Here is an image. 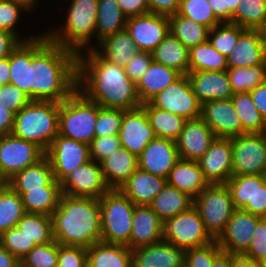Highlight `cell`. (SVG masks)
I'll use <instances>...</instances> for the list:
<instances>
[{
  "instance_id": "cell-1",
  "label": "cell",
  "mask_w": 266,
  "mask_h": 267,
  "mask_svg": "<svg viewBox=\"0 0 266 267\" xmlns=\"http://www.w3.org/2000/svg\"><path fill=\"white\" fill-rule=\"evenodd\" d=\"M31 101L61 103L77 89V54L45 33L31 40Z\"/></svg>"
},
{
  "instance_id": "cell-2",
  "label": "cell",
  "mask_w": 266,
  "mask_h": 267,
  "mask_svg": "<svg viewBox=\"0 0 266 267\" xmlns=\"http://www.w3.org/2000/svg\"><path fill=\"white\" fill-rule=\"evenodd\" d=\"M77 89L100 107L132 110L142 106L125 68L107 61L95 49L77 55Z\"/></svg>"
},
{
  "instance_id": "cell-3",
  "label": "cell",
  "mask_w": 266,
  "mask_h": 267,
  "mask_svg": "<svg viewBox=\"0 0 266 267\" xmlns=\"http://www.w3.org/2000/svg\"><path fill=\"white\" fill-rule=\"evenodd\" d=\"M51 217L58 244L88 248L101 241L99 199L62 194Z\"/></svg>"
},
{
  "instance_id": "cell-4",
  "label": "cell",
  "mask_w": 266,
  "mask_h": 267,
  "mask_svg": "<svg viewBox=\"0 0 266 267\" xmlns=\"http://www.w3.org/2000/svg\"><path fill=\"white\" fill-rule=\"evenodd\" d=\"M68 2L70 5H66V17L63 24L59 25L61 27L56 26L44 33L51 42L78 55L96 47L98 0H68Z\"/></svg>"
},
{
  "instance_id": "cell-5",
  "label": "cell",
  "mask_w": 266,
  "mask_h": 267,
  "mask_svg": "<svg viewBox=\"0 0 266 267\" xmlns=\"http://www.w3.org/2000/svg\"><path fill=\"white\" fill-rule=\"evenodd\" d=\"M59 103L30 101L15 114L11 134L47 151L58 135Z\"/></svg>"
},
{
  "instance_id": "cell-6",
  "label": "cell",
  "mask_w": 266,
  "mask_h": 267,
  "mask_svg": "<svg viewBox=\"0 0 266 267\" xmlns=\"http://www.w3.org/2000/svg\"><path fill=\"white\" fill-rule=\"evenodd\" d=\"M98 104L76 89L59 103L58 134L88 144L95 138Z\"/></svg>"
},
{
  "instance_id": "cell-7",
  "label": "cell",
  "mask_w": 266,
  "mask_h": 267,
  "mask_svg": "<svg viewBox=\"0 0 266 267\" xmlns=\"http://www.w3.org/2000/svg\"><path fill=\"white\" fill-rule=\"evenodd\" d=\"M101 242L126 245L130 249L135 204L119 189H110L99 198Z\"/></svg>"
},
{
  "instance_id": "cell-8",
  "label": "cell",
  "mask_w": 266,
  "mask_h": 267,
  "mask_svg": "<svg viewBox=\"0 0 266 267\" xmlns=\"http://www.w3.org/2000/svg\"><path fill=\"white\" fill-rule=\"evenodd\" d=\"M206 231L217 240L226 229L235 207L226 184H209L194 198Z\"/></svg>"
},
{
  "instance_id": "cell-9",
  "label": "cell",
  "mask_w": 266,
  "mask_h": 267,
  "mask_svg": "<svg viewBox=\"0 0 266 267\" xmlns=\"http://www.w3.org/2000/svg\"><path fill=\"white\" fill-rule=\"evenodd\" d=\"M163 241L186 250L212 243L198 210L192 206L163 222Z\"/></svg>"
},
{
  "instance_id": "cell-10",
  "label": "cell",
  "mask_w": 266,
  "mask_h": 267,
  "mask_svg": "<svg viewBox=\"0 0 266 267\" xmlns=\"http://www.w3.org/2000/svg\"><path fill=\"white\" fill-rule=\"evenodd\" d=\"M233 175L266 173V133H245L231 138Z\"/></svg>"
},
{
  "instance_id": "cell-11",
  "label": "cell",
  "mask_w": 266,
  "mask_h": 267,
  "mask_svg": "<svg viewBox=\"0 0 266 267\" xmlns=\"http://www.w3.org/2000/svg\"><path fill=\"white\" fill-rule=\"evenodd\" d=\"M149 103L153 107L182 116L186 120L201 117L202 104L194 94L187 75H181L153 97Z\"/></svg>"
},
{
  "instance_id": "cell-12",
  "label": "cell",
  "mask_w": 266,
  "mask_h": 267,
  "mask_svg": "<svg viewBox=\"0 0 266 267\" xmlns=\"http://www.w3.org/2000/svg\"><path fill=\"white\" fill-rule=\"evenodd\" d=\"M44 156L45 152L32 142L12 134L0 136V174L6 181Z\"/></svg>"
},
{
  "instance_id": "cell-13",
  "label": "cell",
  "mask_w": 266,
  "mask_h": 267,
  "mask_svg": "<svg viewBox=\"0 0 266 267\" xmlns=\"http://www.w3.org/2000/svg\"><path fill=\"white\" fill-rule=\"evenodd\" d=\"M54 178L60 183L71 171L90 161L89 145L57 135L45 152Z\"/></svg>"
},
{
  "instance_id": "cell-14",
  "label": "cell",
  "mask_w": 266,
  "mask_h": 267,
  "mask_svg": "<svg viewBox=\"0 0 266 267\" xmlns=\"http://www.w3.org/2000/svg\"><path fill=\"white\" fill-rule=\"evenodd\" d=\"M62 194L74 197H89L99 199L110 188L107 185L101 163L90 160L71 171L61 182Z\"/></svg>"
},
{
  "instance_id": "cell-15",
  "label": "cell",
  "mask_w": 266,
  "mask_h": 267,
  "mask_svg": "<svg viewBox=\"0 0 266 267\" xmlns=\"http://www.w3.org/2000/svg\"><path fill=\"white\" fill-rule=\"evenodd\" d=\"M139 51L153 52L169 33L166 15L146 13L127 18L125 29Z\"/></svg>"
},
{
  "instance_id": "cell-16",
  "label": "cell",
  "mask_w": 266,
  "mask_h": 267,
  "mask_svg": "<svg viewBox=\"0 0 266 267\" xmlns=\"http://www.w3.org/2000/svg\"><path fill=\"white\" fill-rule=\"evenodd\" d=\"M118 136L122 148L127 149L137 158L151 140L156 137L142 106L132 110H124Z\"/></svg>"
},
{
  "instance_id": "cell-17",
  "label": "cell",
  "mask_w": 266,
  "mask_h": 267,
  "mask_svg": "<svg viewBox=\"0 0 266 267\" xmlns=\"http://www.w3.org/2000/svg\"><path fill=\"white\" fill-rule=\"evenodd\" d=\"M261 217L243 209H235L226 229L216 240L222 251L230 254H243L249 247Z\"/></svg>"
},
{
  "instance_id": "cell-18",
  "label": "cell",
  "mask_w": 266,
  "mask_h": 267,
  "mask_svg": "<svg viewBox=\"0 0 266 267\" xmlns=\"http://www.w3.org/2000/svg\"><path fill=\"white\" fill-rule=\"evenodd\" d=\"M200 118L218 138L242 135L241 119L231 99H217L203 103Z\"/></svg>"
},
{
  "instance_id": "cell-19",
  "label": "cell",
  "mask_w": 266,
  "mask_h": 267,
  "mask_svg": "<svg viewBox=\"0 0 266 267\" xmlns=\"http://www.w3.org/2000/svg\"><path fill=\"white\" fill-rule=\"evenodd\" d=\"M198 163L209 184H225L233 175L231 138L216 137Z\"/></svg>"
},
{
  "instance_id": "cell-20",
  "label": "cell",
  "mask_w": 266,
  "mask_h": 267,
  "mask_svg": "<svg viewBox=\"0 0 266 267\" xmlns=\"http://www.w3.org/2000/svg\"><path fill=\"white\" fill-rule=\"evenodd\" d=\"M215 138L211 128L201 118L187 120L175 140L179 158L198 161Z\"/></svg>"
},
{
  "instance_id": "cell-21",
  "label": "cell",
  "mask_w": 266,
  "mask_h": 267,
  "mask_svg": "<svg viewBox=\"0 0 266 267\" xmlns=\"http://www.w3.org/2000/svg\"><path fill=\"white\" fill-rule=\"evenodd\" d=\"M179 159L176 142L158 137L151 140L137 158L140 169L165 179Z\"/></svg>"
},
{
  "instance_id": "cell-22",
  "label": "cell",
  "mask_w": 266,
  "mask_h": 267,
  "mask_svg": "<svg viewBox=\"0 0 266 267\" xmlns=\"http://www.w3.org/2000/svg\"><path fill=\"white\" fill-rule=\"evenodd\" d=\"M186 251L166 241L135 248L132 267H185Z\"/></svg>"
},
{
  "instance_id": "cell-23",
  "label": "cell",
  "mask_w": 266,
  "mask_h": 267,
  "mask_svg": "<svg viewBox=\"0 0 266 267\" xmlns=\"http://www.w3.org/2000/svg\"><path fill=\"white\" fill-rule=\"evenodd\" d=\"M193 92L201 104L217 99H231L227 71H189L187 74Z\"/></svg>"
},
{
  "instance_id": "cell-24",
  "label": "cell",
  "mask_w": 266,
  "mask_h": 267,
  "mask_svg": "<svg viewBox=\"0 0 266 267\" xmlns=\"http://www.w3.org/2000/svg\"><path fill=\"white\" fill-rule=\"evenodd\" d=\"M163 241V221L147 205H135L132 219L130 249Z\"/></svg>"
},
{
  "instance_id": "cell-25",
  "label": "cell",
  "mask_w": 266,
  "mask_h": 267,
  "mask_svg": "<svg viewBox=\"0 0 266 267\" xmlns=\"http://www.w3.org/2000/svg\"><path fill=\"white\" fill-rule=\"evenodd\" d=\"M166 184L167 179L164 177L148 173L138 167L119 190L135 205L149 206Z\"/></svg>"
},
{
  "instance_id": "cell-26",
  "label": "cell",
  "mask_w": 266,
  "mask_h": 267,
  "mask_svg": "<svg viewBox=\"0 0 266 267\" xmlns=\"http://www.w3.org/2000/svg\"><path fill=\"white\" fill-rule=\"evenodd\" d=\"M167 183L187 193L192 198L209 185L198 161L179 159L170 171Z\"/></svg>"
},
{
  "instance_id": "cell-27",
  "label": "cell",
  "mask_w": 266,
  "mask_h": 267,
  "mask_svg": "<svg viewBox=\"0 0 266 267\" xmlns=\"http://www.w3.org/2000/svg\"><path fill=\"white\" fill-rule=\"evenodd\" d=\"M226 59L228 68L266 64L258 31L246 29L239 36L236 46Z\"/></svg>"
},
{
  "instance_id": "cell-28",
  "label": "cell",
  "mask_w": 266,
  "mask_h": 267,
  "mask_svg": "<svg viewBox=\"0 0 266 267\" xmlns=\"http://www.w3.org/2000/svg\"><path fill=\"white\" fill-rule=\"evenodd\" d=\"M21 196L26 213L52 216L62 196L60 183L54 179L42 189H12Z\"/></svg>"
},
{
  "instance_id": "cell-29",
  "label": "cell",
  "mask_w": 266,
  "mask_h": 267,
  "mask_svg": "<svg viewBox=\"0 0 266 267\" xmlns=\"http://www.w3.org/2000/svg\"><path fill=\"white\" fill-rule=\"evenodd\" d=\"M101 167L109 188L119 189L138 168V160L135 155L121 147L105 158Z\"/></svg>"
},
{
  "instance_id": "cell-30",
  "label": "cell",
  "mask_w": 266,
  "mask_h": 267,
  "mask_svg": "<svg viewBox=\"0 0 266 267\" xmlns=\"http://www.w3.org/2000/svg\"><path fill=\"white\" fill-rule=\"evenodd\" d=\"M180 76L178 71L153 61L136 83V91L141 104L149 102Z\"/></svg>"
},
{
  "instance_id": "cell-31",
  "label": "cell",
  "mask_w": 266,
  "mask_h": 267,
  "mask_svg": "<svg viewBox=\"0 0 266 267\" xmlns=\"http://www.w3.org/2000/svg\"><path fill=\"white\" fill-rule=\"evenodd\" d=\"M88 267H132L131 249L126 245L98 242L87 248Z\"/></svg>"
},
{
  "instance_id": "cell-32",
  "label": "cell",
  "mask_w": 266,
  "mask_h": 267,
  "mask_svg": "<svg viewBox=\"0 0 266 267\" xmlns=\"http://www.w3.org/2000/svg\"><path fill=\"white\" fill-rule=\"evenodd\" d=\"M104 59L117 66L125 67L139 52L137 45L126 30L110 35L94 48Z\"/></svg>"
},
{
  "instance_id": "cell-33",
  "label": "cell",
  "mask_w": 266,
  "mask_h": 267,
  "mask_svg": "<svg viewBox=\"0 0 266 267\" xmlns=\"http://www.w3.org/2000/svg\"><path fill=\"white\" fill-rule=\"evenodd\" d=\"M152 58L181 75L189 73V49L170 32L152 52Z\"/></svg>"
},
{
  "instance_id": "cell-34",
  "label": "cell",
  "mask_w": 266,
  "mask_h": 267,
  "mask_svg": "<svg viewBox=\"0 0 266 267\" xmlns=\"http://www.w3.org/2000/svg\"><path fill=\"white\" fill-rule=\"evenodd\" d=\"M193 205L194 198L167 183L149 207L164 222L166 219L189 210Z\"/></svg>"
},
{
  "instance_id": "cell-35",
  "label": "cell",
  "mask_w": 266,
  "mask_h": 267,
  "mask_svg": "<svg viewBox=\"0 0 266 267\" xmlns=\"http://www.w3.org/2000/svg\"><path fill=\"white\" fill-rule=\"evenodd\" d=\"M126 21L117 0H98L96 46L106 37L125 30Z\"/></svg>"
},
{
  "instance_id": "cell-36",
  "label": "cell",
  "mask_w": 266,
  "mask_h": 267,
  "mask_svg": "<svg viewBox=\"0 0 266 267\" xmlns=\"http://www.w3.org/2000/svg\"><path fill=\"white\" fill-rule=\"evenodd\" d=\"M49 159L44 156L36 164L26 167L7 181L11 189H42L54 180Z\"/></svg>"
},
{
  "instance_id": "cell-37",
  "label": "cell",
  "mask_w": 266,
  "mask_h": 267,
  "mask_svg": "<svg viewBox=\"0 0 266 267\" xmlns=\"http://www.w3.org/2000/svg\"><path fill=\"white\" fill-rule=\"evenodd\" d=\"M31 40L20 42L9 55L10 83L31 99L30 85Z\"/></svg>"
},
{
  "instance_id": "cell-38",
  "label": "cell",
  "mask_w": 266,
  "mask_h": 267,
  "mask_svg": "<svg viewBox=\"0 0 266 267\" xmlns=\"http://www.w3.org/2000/svg\"><path fill=\"white\" fill-rule=\"evenodd\" d=\"M142 107L147 113L154 134L158 138L176 140L182 131L186 119L174 113L153 107L149 102L143 103Z\"/></svg>"
},
{
  "instance_id": "cell-39",
  "label": "cell",
  "mask_w": 266,
  "mask_h": 267,
  "mask_svg": "<svg viewBox=\"0 0 266 267\" xmlns=\"http://www.w3.org/2000/svg\"><path fill=\"white\" fill-rule=\"evenodd\" d=\"M169 32L189 50L208 41L209 28L179 14L168 16Z\"/></svg>"
},
{
  "instance_id": "cell-40",
  "label": "cell",
  "mask_w": 266,
  "mask_h": 267,
  "mask_svg": "<svg viewBox=\"0 0 266 267\" xmlns=\"http://www.w3.org/2000/svg\"><path fill=\"white\" fill-rule=\"evenodd\" d=\"M231 101L241 119L242 134L266 133V120L256 108L250 92L234 93Z\"/></svg>"
},
{
  "instance_id": "cell-41",
  "label": "cell",
  "mask_w": 266,
  "mask_h": 267,
  "mask_svg": "<svg viewBox=\"0 0 266 267\" xmlns=\"http://www.w3.org/2000/svg\"><path fill=\"white\" fill-rule=\"evenodd\" d=\"M226 58L209 41L198 44L189 50V71H226Z\"/></svg>"
},
{
  "instance_id": "cell-42",
  "label": "cell",
  "mask_w": 266,
  "mask_h": 267,
  "mask_svg": "<svg viewBox=\"0 0 266 267\" xmlns=\"http://www.w3.org/2000/svg\"><path fill=\"white\" fill-rule=\"evenodd\" d=\"M17 227L36 245L47 244L54 240L52 217L49 215L25 213L17 223Z\"/></svg>"
},
{
  "instance_id": "cell-43",
  "label": "cell",
  "mask_w": 266,
  "mask_h": 267,
  "mask_svg": "<svg viewBox=\"0 0 266 267\" xmlns=\"http://www.w3.org/2000/svg\"><path fill=\"white\" fill-rule=\"evenodd\" d=\"M25 213L21 196L6 185L0 191V235L16 227Z\"/></svg>"
},
{
  "instance_id": "cell-44",
  "label": "cell",
  "mask_w": 266,
  "mask_h": 267,
  "mask_svg": "<svg viewBox=\"0 0 266 267\" xmlns=\"http://www.w3.org/2000/svg\"><path fill=\"white\" fill-rule=\"evenodd\" d=\"M226 71L233 93L251 92L265 82V64L228 68Z\"/></svg>"
},
{
  "instance_id": "cell-45",
  "label": "cell",
  "mask_w": 266,
  "mask_h": 267,
  "mask_svg": "<svg viewBox=\"0 0 266 267\" xmlns=\"http://www.w3.org/2000/svg\"><path fill=\"white\" fill-rule=\"evenodd\" d=\"M232 23L244 29L257 30L266 21V0H240Z\"/></svg>"
},
{
  "instance_id": "cell-46",
  "label": "cell",
  "mask_w": 266,
  "mask_h": 267,
  "mask_svg": "<svg viewBox=\"0 0 266 267\" xmlns=\"http://www.w3.org/2000/svg\"><path fill=\"white\" fill-rule=\"evenodd\" d=\"M245 30L237 24L220 23L209 30L208 41L218 52L228 57Z\"/></svg>"
},
{
  "instance_id": "cell-47",
  "label": "cell",
  "mask_w": 266,
  "mask_h": 267,
  "mask_svg": "<svg viewBox=\"0 0 266 267\" xmlns=\"http://www.w3.org/2000/svg\"><path fill=\"white\" fill-rule=\"evenodd\" d=\"M177 14L212 29L221 22L215 17L208 0H181Z\"/></svg>"
},
{
  "instance_id": "cell-48",
  "label": "cell",
  "mask_w": 266,
  "mask_h": 267,
  "mask_svg": "<svg viewBox=\"0 0 266 267\" xmlns=\"http://www.w3.org/2000/svg\"><path fill=\"white\" fill-rule=\"evenodd\" d=\"M231 194L235 209H243L256 194V175H232L225 183Z\"/></svg>"
},
{
  "instance_id": "cell-49",
  "label": "cell",
  "mask_w": 266,
  "mask_h": 267,
  "mask_svg": "<svg viewBox=\"0 0 266 267\" xmlns=\"http://www.w3.org/2000/svg\"><path fill=\"white\" fill-rule=\"evenodd\" d=\"M24 12L28 13V11L19 4H16L13 0H0V29L12 33L21 42L33 40L40 35V33L35 35L31 34L27 37L28 34H26L23 37L21 32L19 33V27L17 25Z\"/></svg>"
},
{
  "instance_id": "cell-50",
  "label": "cell",
  "mask_w": 266,
  "mask_h": 267,
  "mask_svg": "<svg viewBox=\"0 0 266 267\" xmlns=\"http://www.w3.org/2000/svg\"><path fill=\"white\" fill-rule=\"evenodd\" d=\"M58 243L53 240L50 243L36 245L20 260L23 267H57Z\"/></svg>"
},
{
  "instance_id": "cell-51",
  "label": "cell",
  "mask_w": 266,
  "mask_h": 267,
  "mask_svg": "<svg viewBox=\"0 0 266 267\" xmlns=\"http://www.w3.org/2000/svg\"><path fill=\"white\" fill-rule=\"evenodd\" d=\"M123 115L124 109L105 108L98 105L95 137L118 135Z\"/></svg>"
},
{
  "instance_id": "cell-52",
  "label": "cell",
  "mask_w": 266,
  "mask_h": 267,
  "mask_svg": "<svg viewBox=\"0 0 266 267\" xmlns=\"http://www.w3.org/2000/svg\"><path fill=\"white\" fill-rule=\"evenodd\" d=\"M0 243L19 261L36 246L17 226L4 231L0 235Z\"/></svg>"
},
{
  "instance_id": "cell-53",
  "label": "cell",
  "mask_w": 266,
  "mask_h": 267,
  "mask_svg": "<svg viewBox=\"0 0 266 267\" xmlns=\"http://www.w3.org/2000/svg\"><path fill=\"white\" fill-rule=\"evenodd\" d=\"M222 252L218 242L201 247H195L186 251L185 267H213L214 259Z\"/></svg>"
},
{
  "instance_id": "cell-54",
  "label": "cell",
  "mask_w": 266,
  "mask_h": 267,
  "mask_svg": "<svg viewBox=\"0 0 266 267\" xmlns=\"http://www.w3.org/2000/svg\"><path fill=\"white\" fill-rule=\"evenodd\" d=\"M121 147V141L118 135L95 137L89 143L90 160L101 163L105 158Z\"/></svg>"
},
{
  "instance_id": "cell-55",
  "label": "cell",
  "mask_w": 266,
  "mask_h": 267,
  "mask_svg": "<svg viewBox=\"0 0 266 267\" xmlns=\"http://www.w3.org/2000/svg\"><path fill=\"white\" fill-rule=\"evenodd\" d=\"M31 99L16 85L8 83L0 86V105L14 114L25 107Z\"/></svg>"
},
{
  "instance_id": "cell-56",
  "label": "cell",
  "mask_w": 266,
  "mask_h": 267,
  "mask_svg": "<svg viewBox=\"0 0 266 267\" xmlns=\"http://www.w3.org/2000/svg\"><path fill=\"white\" fill-rule=\"evenodd\" d=\"M57 267H88L87 248L58 244Z\"/></svg>"
},
{
  "instance_id": "cell-57",
  "label": "cell",
  "mask_w": 266,
  "mask_h": 267,
  "mask_svg": "<svg viewBox=\"0 0 266 267\" xmlns=\"http://www.w3.org/2000/svg\"><path fill=\"white\" fill-rule=\"evenodd\" d=\"M243 254L257 262L266 255V218L257 222L251 243Z\"/></svg>"
},
{
  "instance_id": "cell-58",
  "label": "cell",
  "mask_w": 266,
  "mask_h": 267,
  "mask_svg": "<svg viewBox=\"0 0 266 267\" xmlns=\"http://www.w3.org/2000/svg\"><path fill=\"white\" fill-rule=\"evenodd\" d=\"M153 62L152 53L146 51H139L126 64L125 72L127 76L136 84L144 75L146 70Z\"/></svg>"
},
{
  "instance_id": "cell-59",
  "label": "cell",
  "mask_w": 266,
  "mask_h": 267,
  "mask_svg": "<svg viewBox=\"0 0 266 267\" xmlns=\"http://www.w3.org/2000/svg\"><path fill=\"white\" fill-rule=\"evenodd\" d=\"M243 210L255 216L266 218V180L264 175H256V194L252 202H248Z\"/></svg>"
},
{
  "instance_id": "cell-60",
  "label": "cell",
  "mask_w": 266,
  "mask_h": 267,
  "mask_svg": "<svg viewBox=\"0 0 266 267\" xmlns=\"http://www.w3.org/2000/svg\"><path fill=\"white\" fill-rule=\"evenodd\" d=\"M117 2L127 18L149 13L148 0H117Z\"/></svg>"
},
{
  "instance_id": "cell-61",
  "label": "cell",
  "mask_w": 266,
  "mask_h": 267,
  "mask_svg": "<svg viewBox=\"0 0 266 267\" xmlns=\"http://www.w3.org/2000/svg\"><path fill=\"white\" fill-rule=\"evenodd\" d=\"M181 0H148L149 12L171 16L176 14Z\"/></svg>"
},
{
  "instance_id": "cell-62",
  "label": "cell",
  "mask_w": 266,
  "mask_h": 267,
  "mask_svg": "<svg viewBox=\"0 0 266 267\" xmlns=\"http://www.w3.org/2000/svg\"><path fill=\"white\" fill-rule=\"evenodd\" d=\"M20 42L12 33L0 29V59L9 57Z\"/></svg>"
},
{
  "instance_id": "cell-63",
  "label": "cell",
  "mask_w": 266,
  "mask_h": 267,
  "mask_svg": "<svg viewBox=\"0 0 266 267\" xmlns=\"http://www.w3.org/2000/svg\"><path fill=\"white\" fill-rule=\"evenodd\" d=\"M250 94L256 108L266 120V82L257 86Z\"/></svg>"
},
{
  "instance_id": "cell-64",
  "label": "cell",
  "mask_w": 266,
  "mask_h": 267,
  "mask_svg": "<svg viewBox=\"0 0 266 267\" xmlns=\"http://www.w3.org/2000/svg\"><path fill=\"white\" fill-rule=\"evenodd\" d=\"M15 114L0 105V136L11 134Z\"/></svg>"
},
{
  "instance_id": "cell-65",
  "label": "cell",
  "mask_w": 266,
  "mask_h": 267,
  "mask_svg": "<svg viewBox=\"0 0 266 267\" xmlns=\"http://www.w3.org/2000/svg\"><path fill=\"white\" fill-rule=\"evenodd\" d=\"M215 17L221 23H228V8H225L224 0H208Z\"/></svg>"
},
{
  "instance_id": "cell-66",
  "label": "cell",
  "mask_w": 266,
  "mask_h": 267,
  "mask_svg": "<svg viewBox=\"0 0 266 267\" xmlns=\"http://www.w3.org/2000/svg\"><path fill=\"white\" fill-rule=\"evenodd\" d=\"M231 267H260V265L244 254H231Z\"/></svg>"
},
{
  "instance_id": "cell-67",
  "label": "cell",
  "mask_w": 266,
  "mask_h": 267,
  "mask_svg": "<svg viewBox=\"0 0 266 267\" xmlns=\"http://www.w3.org/2000/svg\"><path fill=\"white\" fill-rule=\"evenodd\" d=\"M20 261L0 243V267H19Z\"/></svg>"
},
{
  "instance_id": "cell-68",
  "label": "cell",
  "mask_w": 266,
  "mask_h": 267,
  "mask_svg": "<svg viewBox=\"0 0 266 267\" xmlns=\"http://www.w3.org/2000/svg\"><path fill=\"white\" fill-rule=\"evenodd\" d=\"M10 83L9 57L0 59V86Z\"/></svg>"
},
{
  "instance_id": "cell-69",
  "label": "cell",
  "mask_w": 266,
  "mask_h": 267,
  "mask_svg": "<svg viewBox=\"0 0 266 267\" xmlns=\"http://www.w3.org/2000/svg\"><path fill=\"white\" fill-rule=\"evenodd\" d=\"M213 267H231V254L222 251L213 262Z\"/></svg>"
},
{
  "instance_id": "cell-70",
  "label": "cell",
  "mask_w": 266,
  "mask_h": 267,
  "mask_svg": "<svg viewBox=\"0 0 266 267\" xmlns=\"http://www.w3.org/2000/svg\"><path fill=\"white\" fill-rule=\"evenodd\" d=\"M225 8H228V23H232V16L237 10L240 0H224Z\"/></svg>"
},
{
  "instance_id": "cell-71",
  "label": "cell",
  "mask_w": 266,
  "mask_h": 267,
  "mask_svg": "<svg viewBox=\"0 0 266 267\" xmlns=\"http://www.w3.org/2000/svg\"><path fill=\"white\" fill-rule=\"evenodd\" d=\"M16 4H19L22 6L26 11H28L30 14H32L31 11H34L36 9V6L39 1L38 0H13Z\"/></svg>"
},
{
  "instance_id": "cell-72",
  "label": "cell",
  "mask_w": 266,
  "mask_h": 267,
  "mask_svg": "<svg viewBox=\"0 0 266 267\" xmlns=\"http://www.w3.org/2000/svg\"><path fill=\"white\" fill-rule=\"evenodd\" d=\"M257 31L260 36L264 56L266 58V21L257 29Z\"/></svg>"
},
{
  "instance_id": "cell-73",
  "label": "cell",
  "mask_w": 266,
  "mask_h": 267,
  "mask_svg": "<svg viewBox=\"0 0 266 267\" xmlns=\"http://www.w3.org/2000/svg\"><path fill=\"white\" fill-rule=\"evenodd\" d=\"M7 185V181L0 174V191Z\"/></svg>"
},
{
  "instance_id": "cell-74",
  "label": "cell",
  "mask_w": 266,
  "mask_h": 267,
  "mask_svg": "<svg viewBox=\"0 0 266 267\" xmlns=\"http://www.w3.org/2000/svg\"><path fill=\"white\" fill-rule=\"evenodd\" d=\"M260 267H266V255L259 262Z\"/></svg>"
},
{
  "instance_id": "cell-75",
  "label": "cell",
  "mask_w": 266,
  "mask_h": 267,
  "mask_svg": "<svg viewBox=\"0 0 266 267\" xmlns=\"http://www.w3.org/2000/svg\"><path fill=\"white\" fill-rule=\"evenodd\" d=\"M265 82H266V64H265Z\"/></svg>"
}]
</instances>
